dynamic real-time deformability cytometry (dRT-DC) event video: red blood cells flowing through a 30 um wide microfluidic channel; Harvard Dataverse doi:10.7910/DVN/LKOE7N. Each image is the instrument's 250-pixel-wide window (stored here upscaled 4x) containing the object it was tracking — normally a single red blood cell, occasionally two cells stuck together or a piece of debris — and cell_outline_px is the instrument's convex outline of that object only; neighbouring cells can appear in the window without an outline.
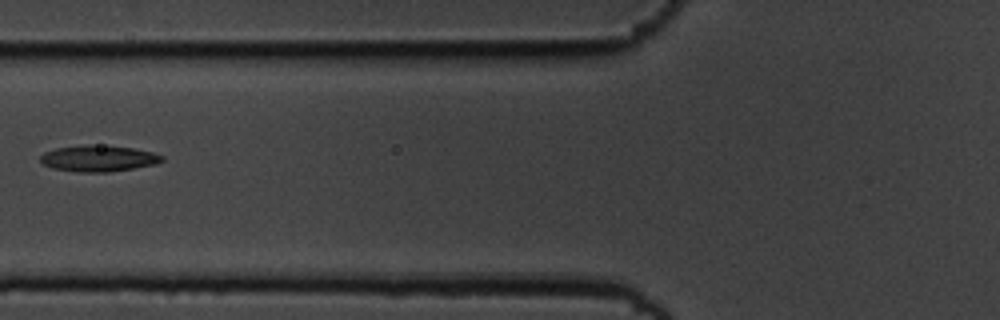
{"species": "common noctule bat (a hibernating species)", "species_latin": "Nyctalus noctula", "temperature_condition": "cold", "stored_images_in_passage": 10, "camera_frame_rate_fps": 3000, "um_per_image_px": 0.085, "animal": {"sex": "male", "body_mass_g": 19.5, "forearm_length_mm": 54.6}, "frame": {"image": 1, "passage_image": 6, "time_ms": 1.667, "image_size_px": [1000, 320], "cell_outline_px": [[164, 160], [152, 164], [132, 168], [108, 172], [76, 172], [52, 168], [44, 164], [40, 160], [40, 156], [44, 152], [56, 148], [84, 144], [88, 144], [132, 148], [152, 152], [164, 156]], "centroid_in_image_um": [8.32, 13.46], "position_along_channel_um": 117.5, "area_um2": 18.44}}
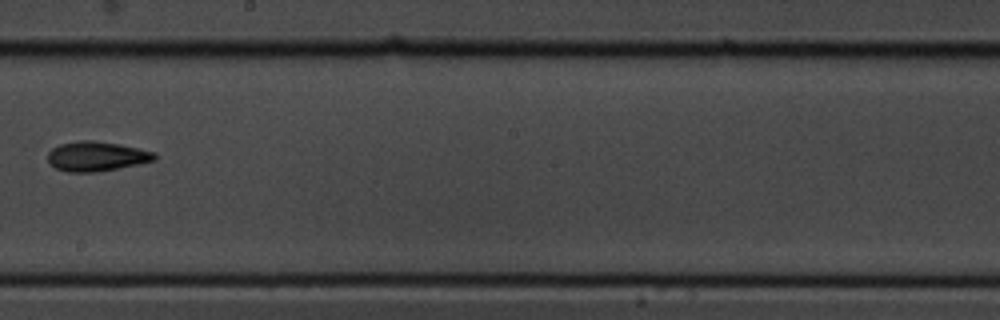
{"frame": {"image": 2, "passage_image": 9, "time_ms": 2.667, "image_size_px": [1000, 320], "cell_outline_px": [[156, 160], [96, 172], [68, 172], [56, 168], [48, 160], [48, 152], [52, 148], [60, 144], [84, 140], [92, 140], [120, 144], [156, 152]], "centroid_in_image_um": [8.21, 13.28], "position_along_channel_um": 240.0, "area_um2": 18.26}}
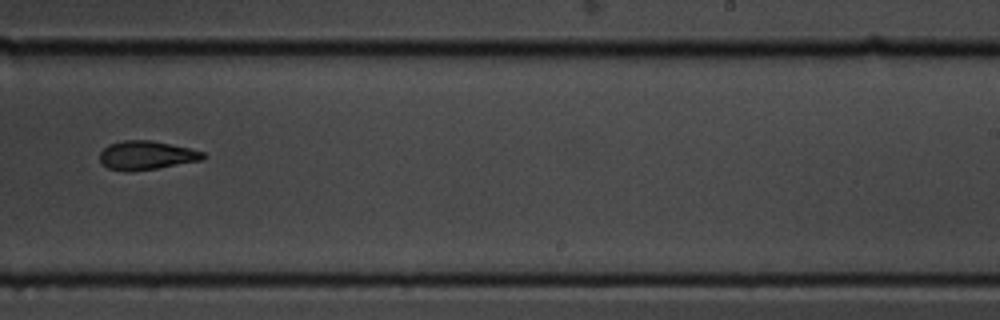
{"frame": {"image": 3, "passage_image": 10, "time_ms": 3.0, "image_size_px": [1000, 320], "cell_outline_px": [[208, 156], [204, 160], [156, 168], [128, 172], [124, 172], [108, 168], [100, 160], [100, 152], [108, 144], [124, 140], [152, 140], [188, 148], [204, 152]], "centroid_in_image_um": [12.46, 13.2], "position_along_channel_um": 276.5, "area_um2": 17.4}}